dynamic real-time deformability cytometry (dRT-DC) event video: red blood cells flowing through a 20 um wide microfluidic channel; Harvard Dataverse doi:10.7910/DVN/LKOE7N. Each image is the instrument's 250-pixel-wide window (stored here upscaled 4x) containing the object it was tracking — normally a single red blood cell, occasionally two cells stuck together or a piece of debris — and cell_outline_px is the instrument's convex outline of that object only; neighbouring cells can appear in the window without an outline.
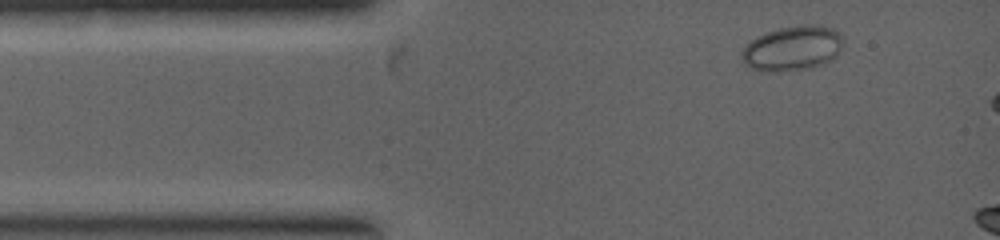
{"species": "common noctule bat (a hibernating species)", "species_latin": "Nyctalus noctula", "temperature_condition": "warm", "stored_images_in_passage": 2, "camera_frame_rate_fps": 5000, "um_per_image_px": 0.085, "animal": {"sex": "female", "body_mass_g": 19.0, "forearm_length_mm": 53.3}, "frame": {"image": 1, "passage_image": 1, "time_ms": 0.0, "image_size_px": [1000, 240], "cell_outline_px": [[844, 40], [836, 56], [820, 64], [804, 68], [768, 72], [752, 68], [744, 64], [740, 56], [744, 48], [756, 36], [780, 28], [804, 24], [812, 24], [832, 28]], "centroid_in_image_um": [67.33, 4.09], "position_along_channel_um": 17.7, "area_um2": 25.89}}